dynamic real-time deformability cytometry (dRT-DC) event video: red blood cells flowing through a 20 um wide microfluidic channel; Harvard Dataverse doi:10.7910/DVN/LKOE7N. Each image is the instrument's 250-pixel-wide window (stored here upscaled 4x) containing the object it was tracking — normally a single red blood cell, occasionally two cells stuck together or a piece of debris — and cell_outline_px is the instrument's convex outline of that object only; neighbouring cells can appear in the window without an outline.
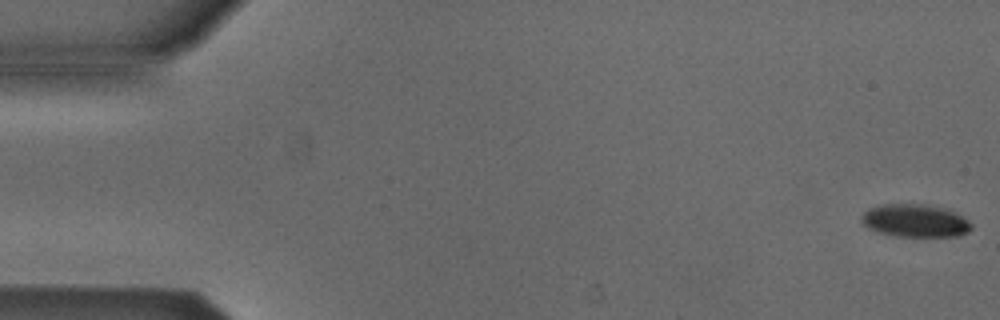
{"species": "Egyptian fruit bat (a non-hibernating species)", "species_latin": "Rousettus aegyptiacus", "temperature_condition": "cold", "stored_images_in_passage": 4, "camera_frame_rate_fps": 3000, "um_per_image_px": 0.085, "animal": {"sex": "male"}, "frame": {"image": 1, "passage_image": 1, "time_ms": 0.0, "image_size_px": [1000, 320], "cell_outline_px": [[972, 228], [968, 232], [960, 236], [892, 236], [868, 228], [860, 220], [860, 216], [868, 208], [884, 204], [924, 204], [944, 208], [968, 220], [972, 224]], "centroid_in_image_um": [77.76, 18.76], "position_along_channel_um": 7.2, "area_um2": 20.98}}
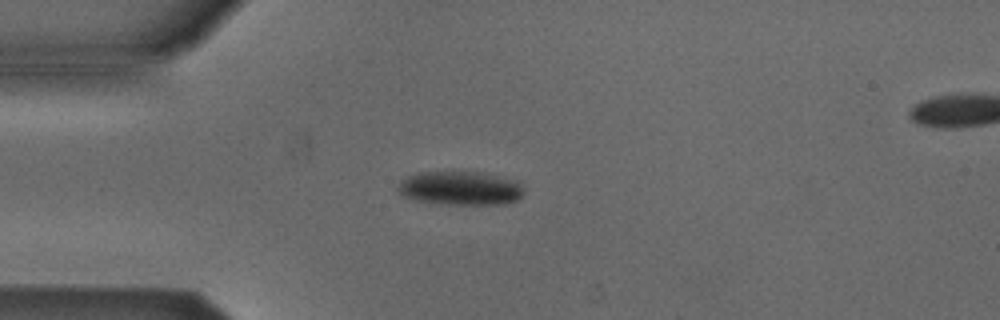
{"frame": {"image": 2, "passage_image": 4, "time_ms": 1.0, "image_size_px": [1000, 320], "cell_outline_px": [[524, 192], [516, 200], [504, 204], [448, 204], [416, 200], [404, 196], [396, 188], [396, 184], [400, 180], [408, 176], [420, 172], [480, 172], [516, 180], [524, 188]], "centroid_in_image_um": [39.12, 15.99], "position_along_channel_um": 45.9, "area_um2": 24.74}}